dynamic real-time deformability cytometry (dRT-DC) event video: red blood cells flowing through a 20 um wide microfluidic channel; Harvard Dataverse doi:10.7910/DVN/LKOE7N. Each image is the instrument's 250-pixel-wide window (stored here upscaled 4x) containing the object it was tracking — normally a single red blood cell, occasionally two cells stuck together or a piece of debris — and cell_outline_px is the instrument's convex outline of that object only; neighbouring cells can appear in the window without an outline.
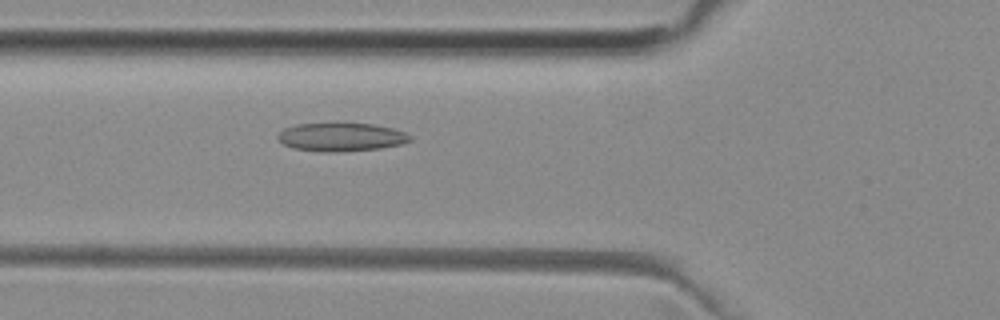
{"species": "common noctule bat (a hibernating species)", "species_latin": "Nyctalus noctula", "temperature_condition": "room temperature", "stored_images_in_passage": 50, "camera_frame_rate_fps": 3000, "um_per_image_px": 0.085, "animal": {"sex": "female", "body_mass_g": 29.2, "forearm_length_mm": 56.3}, "frame": {"image": 1, "passage_image": 16, "time_ms": 5.0, "image_size_px": [1000, 320], "cell_outline_px": [[412, 140], [404, 144], [380, 148], [332, 152], [320, 152], [292, 148], [284, 144], [276, 136], [284, 128], [296, 124], [372, 124], [392, 128], [404, 132], [412, 136]], "centroid_in_image_um": [29.01, 11.66], "position_along_channel_um": 96.8, "area_um2": 21.73}}
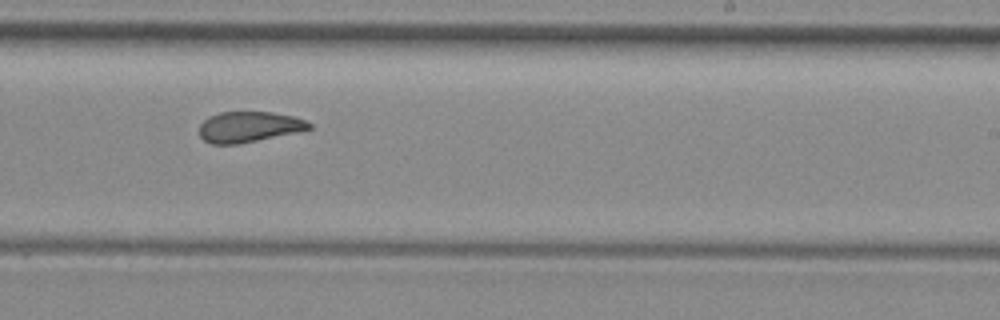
{"frame": {"image": 2, "passage_image": 29, "time_ms": 9.333, "image_size_px": [1000, 320], "cell_outline_px": [[312, 128], [256, 140], [236, 144], [212, 144], [204, 140], [200, 136], [200, 124], [208, 116], [220, 112], [272, 112], [292, 116], [304, 120], [312, 124]], "centroid_in_image_um": [21.11, 10.77], "position_along_channel_um": 267.9, "area_um2": 19.25}}
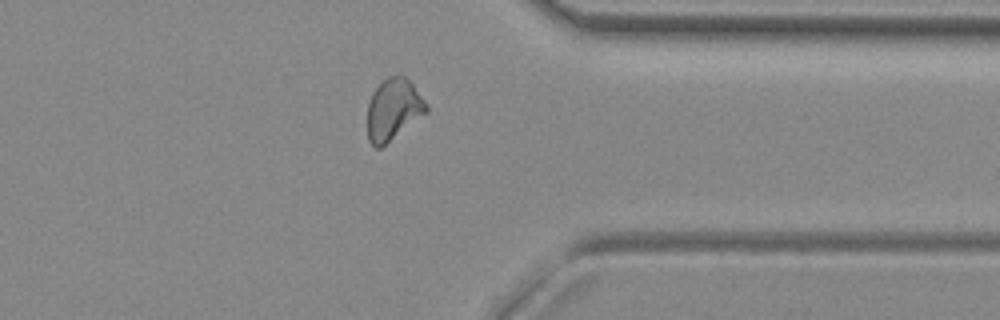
{"frame": {"image": 3, "passage_image": 38, "time_ms": 12.333, "image_size_px": [1000, 320], "cell_outline_px": [[428, 112], [380, 148], [376, 148], [368, 140], [368, 104], [372, 92], [388, 76], [396, 72], [400, 72], [412, 84], [428, 104]], "centroid_in_image_um": [33.44, 9.27], "position_along_channel_um": 378.0, "area_um2": 21.15}}